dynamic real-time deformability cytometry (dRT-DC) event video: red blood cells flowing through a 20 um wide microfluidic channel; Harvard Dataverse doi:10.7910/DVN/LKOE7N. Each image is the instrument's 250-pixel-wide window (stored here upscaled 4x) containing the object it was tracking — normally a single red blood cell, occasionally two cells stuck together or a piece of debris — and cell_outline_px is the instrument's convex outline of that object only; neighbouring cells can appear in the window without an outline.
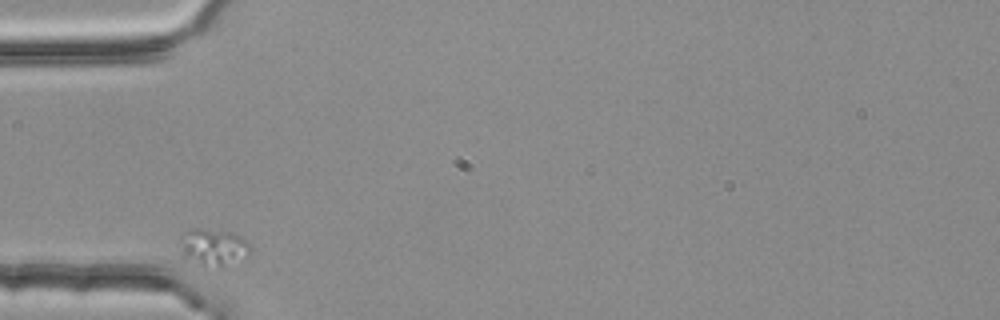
{"species": "common noctule bat (a hibernating species)", "species_latin": "Nyctalus noctula", "temperature_condition": "room temperature", "stored_images_in_passage": 5, "camera_frame_rate_fps": 3000, "um_per_image_px": 0.085, "animal": {"sex": "female", "body_mass_g": 25.1}, "frame": {"image": 1, "passage_image": 1, "time_ms": 0.0, "image_size_px": [1000, 320], "cell_outline_px": [[252, 248], [248, 252], [224, 268], [204, 268], [184, 260], [180, 240], [180, 236], [184, 232], [192, 228], [204, 228], [232, 232], [248, 240]], "centroid_in_image_um": [18.08, 21.03], "position_along_channel_um": 66.9, "area_um2": 15.72}}